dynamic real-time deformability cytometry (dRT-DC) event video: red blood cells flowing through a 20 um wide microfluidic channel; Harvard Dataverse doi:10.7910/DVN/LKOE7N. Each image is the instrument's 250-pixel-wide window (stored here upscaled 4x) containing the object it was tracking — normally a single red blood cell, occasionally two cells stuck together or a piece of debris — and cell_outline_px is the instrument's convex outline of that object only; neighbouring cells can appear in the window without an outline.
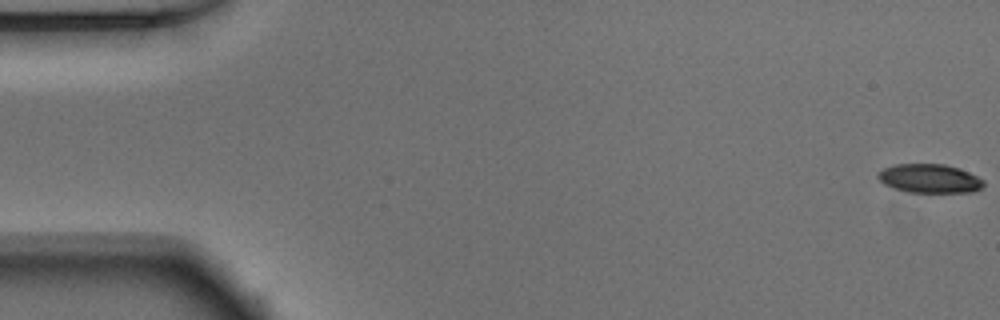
{"species": "Egyptian fruit bat (a non-hibernating species)", "species_latin": "Rousettus aegyptiacus", "temperature_condition": "warm", "stored_images_in_passage": 16, "camera_frame_rate_fps": 3000, "um_per_image_px": 0.085, "animal": {"sex": "male"}, "frame": {"image": 1, "passage_image": 1, "time_ms": 0.0, "image_size_px": [1000, 320], "cell_outline_px": [[984, 188], [976, 192], [908, 192], [892, 188], [884, 184], [876, 176], [884, 168], [896, 164], [944, 164], [960, 168], [984, 180]], "centroid_in_image_um": [79.05, 15.18], "position_along_channel_um": 6.0, "area_um2": 17.86}}
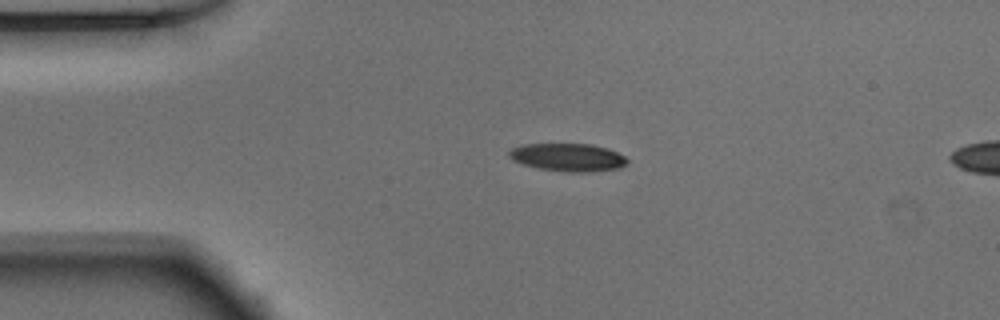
{"frame": {"image": 2, "passage_image": 12, "time_ms": 3.667, "image_size_px": [1000, 320], "cell_outline_px": [[628, 164], [620, 168], [592, 172], [568, 172], [540, 168], [524, 164], [512, 160], [508, 156], [508, 152], [512, 148], [524, 144], [592, 144], [608, 148], [624, 156], [628, 160]], "centroid_in_image_um": [48.3, 13.37], "position_along_channel_um": 36.7, "area_um2": 19.25}}